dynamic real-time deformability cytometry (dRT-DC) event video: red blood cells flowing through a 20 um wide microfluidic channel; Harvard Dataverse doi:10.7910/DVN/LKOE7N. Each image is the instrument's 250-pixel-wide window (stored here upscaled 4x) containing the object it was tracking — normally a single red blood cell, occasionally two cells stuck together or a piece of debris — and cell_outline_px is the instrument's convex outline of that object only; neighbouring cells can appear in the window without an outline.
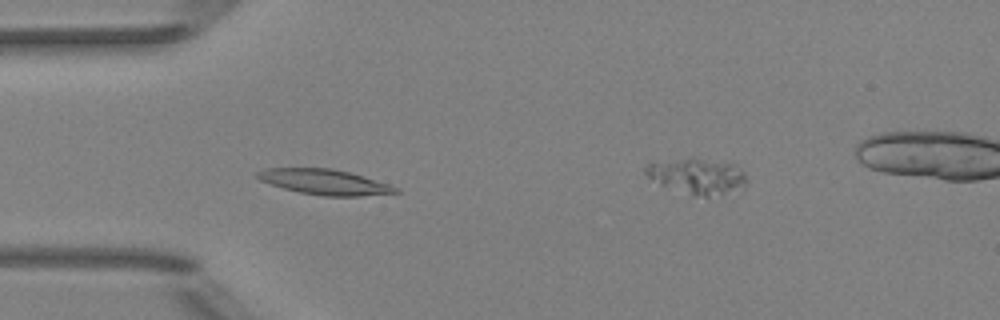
{"species": "Egyptian fruit bat (a non-hibernating species)", "species_latin": "Rousettus aegyptiacus", "temperature_condition": "room temperature", "stored_images_in_passage": 5, "camera_frame_rate_fps": 3000, "um_per_image_px": 0.085, "animal": {"sex": "female"}, "frame": {"image": 1, "passage_image": 4, "time_ms": 4.333, "image_size_px": [1000, 320], "cell_outline_px": [[400, 192], [360, 196], [324, 196], [300, 192], [284, 188], [260, 180], [256, 176], [256, 172], [264, 168], [332, 168], [348, 172], [388, 184], [396, 188]], "centroid_in_image_um": [27.54, 15.46], "position_along_channel_um": 57.5, "area_um2": 20.0}}